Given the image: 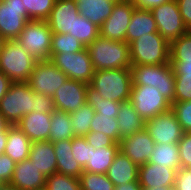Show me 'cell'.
<instances>
[{
	"label": "cell",
	"instance_id": "cell-1",
	"mask_svg": "<svg viewBox=\"0 0 191 190\" xmlns=\"http://www.w3.org/2000/svg\"><path fill=\"white\" fill-rule=\"evenodd\" d=\"M86 49L95 71L132 67L130 46L127 42L114 41L99 35Z\"/></svg>",
	"mask_w": 191,
	"mask_h": 190
},
{
	"label": "cell",
	"instance_id": "cell-2",
	"mask_svg": "<svg viewBox=\"0 0 191 190\" xmlns=\"http://www.w3.org/2000/svg\"><path fill=\"white\" fill-rule=\"evenodd\" d=\"M131 69L97 70L89 85L105 99L117 102L129 101L132 89Z\"/></svg>",
	"mask_w": 191,
	"mask_h": 190
},
{
	"label": "cell",
	"instance_id": "cell-3",
	"mask_svg": "<svg viewBox=\"0 0 191 190\" xmlns=\"http://www.w3.org/2000/svg\"><path fill=\"white\" fill-rule=\"evenodd\" d=\"M38 61L17 40H6L0 52V71L12 82H27Z\"/></svg>",
	"mask_w": 191,
	"mask_h": 190
},
{
	"label": "cell",
	"instance_id": "cell-4",
	"mask_svg": "<svg viewBox=\"0 0 191 190\" xmlns=\"http://www.w3.org/2000/svg\"><path fill=\"white\" fill-rule=\"evenodd\" d=\"M131 65L169 63L170 44L158 33H148L129 44Z\"/></svg>",
	"mask_w": 191,
	"mask_h": 190
},
{
	"label": "cell",
	"instance_id": "cell-5",
	"mask_svg": "<svg viewBox=\"0 0 191 190\" xmlns=\"http://www.w3.org/2000/svg\"><path fill=\"white\" fill-rule=\"evenodd\" d=\"M132 85L156 87L171 103L174 101L175 74L170 63L161 65H132Z\"/></svg>",
	"mask_w": 191,
	"mask_h": 190
},
{
	"label": "cell",
	"instance_id": "cell-6",
	"mask_svg": "<svg viewBox=\"0 0 191 190\" xmlns=\"http://www.w3.org/2000/svg\"><path fill=\"white\" fill-rule=\"evenodd\" d=\"M34 108V91L27 82H13L0 101V112L12 126Z\"/></svg>",
	"mask_w": 191,
	"mask_h": 190
},
{
	"label": "cell",
	"instance_id": "cell-7",
	"mask_svg": "<svg viewBox=\"0 0 191 190\" xmlns=\"http://www.w3.org/2000/svg\"><path fill=\"white\" fill-rule=\"evenodd\" d=\"M52 35L47 21L30 20L16 40L37 61H42L50 59Z\"/></svg>",
	"mask_w": 191,
	"mask_h": 190
},
{
	"label": "cell",
	"instance_id": "cell-8",
	"mask_svg": "<svg viewBox=\"0 0 191 190\" xmlns=\"http://www.w3.org/2000/svg\"><path fill=\"white\" fill-rule=\"evenodd\" d=\"M129 101L145 121L171 109V102L149 85H132Z\"/></svg>",
	"mask_w": 191,
	"mask_h": 190
},
{
	"label": "cell",
	"instance_id": "cell-9",
	"mask_svg": "<svg viewBox=\"0 0 191 190\" xmlns=\"http://www.w3.org/2000/svg\"><path fill=\"white\" fill-rule=\"evenodd\" d=\"M49 60L72 80L89 84L95 73L86 47L79 52L50 54Z\"/></svg>",
	"mask_w": 191,
	"mask_h": 190
},
{
	"label": "cell",
	"instance_id": "cell-10",
	"mask_svg": "<svg viewBox=\"0 0 191 190\" xmlns=\"http://www.w3.org/2000/svg\"><path fill=\"white\" fill-rule=\"evenodd\" d=\"M158 33L170 44L185 34L188 29L183 23L176 0H170L151 9Z\"/></svg>",
	"mask_w": 191,
	"mask_h": 190
},
{
	"label": "cell",
	"instance_id": "cell-11",
	"mask_svg": "<svg viewBox=\"0 0 191 190\" xmlns=\"http://www.w3.org/2000/svg\"><path fill=\"white\" fill-rule=\"evenodd\" d=\"M67 79L68 76L50 60H42L35 64L27 83L35 93L53 97Z\"/></svg>",
	"mask_w": 191,
	"mask_h": 190
},
{
	"label": "cell",
	"instance_id": "cell-12",
	"mask_svg": "<svg viewBox=\"0 0 191 190\" xmlns=\"http://www.w3.org/2000/svg\"><path fill=\"white\" fill-rule=\"evenodd\" d=\"M30 20L23 0H1L0 36L5 41L16 40L25 24Z\"/></svg>",
	"mask_w": 191,
	"mask_h": 190
},
{
	"label": "cell",
	"instance_id": "cell-13",
	"mask_svg": "<svg viewBox=\"0 0 191 190\" xmlns=\"http://www.w3.org/2000/svg\"><path fill=\"white\" fill-rule=\"evenodd\" d=\"M144 129L156 144H178L184 134L171 109L145 121Z\"/></svg>",
	"mask_w": 191,
	"mask_h": 190
},
{
	"label": "cell",
	"instance_id": "cell-14",
	"mask_svg": "<svg viewBox=\"0 0 191 190\" xmlns=\"http://www.w3.org/2000/svg\"><path fill=\"white\" fill-rule=\"evenodd\" d=\"M135 6L130 0L116 2L111 15L100 27V36L120 42H126V31L130 24Z\"/></svg>",
	"mask_w": 191,
	"mask_h": 190
},
{
	"label": "cell",
	"instance_id": "cell-15",
	"mask_svg": "<svg viewBox=\"0 0 191 190\" xmlns=\"http://www.w3.org/2000/svg\"><path fill=\"white\" fill-rule=\"evenodd\" d=\"M87 83L68 78L53 95L56 110L74 112L87 103Z\"/></svg>",
	"mask_w": 191,
	"mask_h": 190
},
{
	"label": "cell",
	"instance_id": "cell-16",
	"mask_svg": "<svg viewBox=\"0 0 191 190\" xmlns=\"http://www.w3.org/2000/svg\"><path fill=\"white\" fill-rule=\"evenodd\" d=\"M156 143L145 129L137 131L120 140L119 150L129 157L136 165L148 162Z\"/></svg>",
	"mask_w": 191,
	"mask_h": 190
},
{
	"label": "cell",
	"instance_id": "cell-17",
	"mask_svg": "<svg viewBox=\"0 0 191 190\" xmlns=\"http://www.w3.org/2000/svg\"><path fill=\"white\" fill-rule=\"evenodd\" d=\"M79 15L75 0H56L46 21L53 34H73L74 21Z\"/></svg>",
	"mask_w": 191,
	"mask_h": 190
},
{
	"label": "cell",
	"instance_id": "cell-18",
	"mask_svg": "<svg viewBox=\"0 0 191 190\" xmlns=\"http://www.w3.org/2000/svg\"><path fill=\"white\" fill-rule=\"evenodd\" d=\"M46 176L28 158L16 163L9 184L18 190H44Z\"/></svg>",
	"mask_w": 191,
	"mask_h": 190
},
{
	"label": "cell",
	"instance_id": "cell-19",
	"mask_svg": "<svg viewBox=\"0 0 191 190\" xmlns=\"http://www.w3.org/2000/svg\"><path fill=\"white\" fill-rule=\"evenodd\" d=\"M177 170L160 164L145 163L139 166L141 188L174 186Z\"/></svg>",
	"mask_w": 191,
	"mask_h": 190
},
{
	"label": "cell",
	"instance_id": "cell-20",
	"mask_svg": "<svg viewBox=\"0 0 191 190\" xmlns=\"http://www.w3.org/2000/svg\"><path fill=\"white\" fill-rule=\"evenodd\" d=\"M51 113L32 111L21 118L16 126L23 131L31 142L48 140Z\"/></svg>",
	"mask_w": 191,
	"mask_h": 190
},
{
	"label": "cell",
	"instance_id": "cell-21",
	"mask_svg": "<svg viewBox=\"0 0 191 190\" xmlns=\"http://www.w3.org/2000/svg\"><path fill=\"white\" fill-rule=\"evenodd\" d=\"M139 166L121 150L115 154L114 160L106 173L115 186L138 180Z\"/></svg>",
	"mask_w": 191,
	"mask_h": 190
},
{
	"label": "cell",
	"instance_id": "cell-22",
	"mask_svg": "<svg viewBox=\"0 0 191 190\" xmlns=\"http://www.w3.org/2000/svg\"><path fill=\"white\" fill-rule=\"evenodd\" d=\"M28 158L45 176L57 172L55 150L49 140L31 142Z\"/></svg>",
	"mask_w": 191,
	"mask_h": 190
},
{
	"label": "cell",
	"instance_id": "cell-23",
	"mask_svg": "<svg viewBox=\"0 0 191 190\" xmlns=\"http://www.w3.org/2000/svg\"><path fill=\"white\" fill-rule=\"evenodd\" d=\"M57 162V172L79 178L84 171L72 154V139L53 143Z\"/></svg>",
	"mask_w": 191,
	"mask_h": 190
},
{
	"label": "cell",
	"instance_id": "cell-24",
	"mask_svg": "<svg viewBox=\"0 0 191 190\" xmlns=\"http://www.w3.org/2000/svg\"><path fill=\"white\" fill-rule=\"evenodd\" d=\"M156 32L157 25L151 10L135 7L126 31V42L130 44L145 34Z\"/></svg>",
	"mask_w": 191,
	"mask_h": 190
},
{
	"label": "cell",
	"instance_id": "cell-25",
	"mask_svg": "<svg viewBox=\"0 0 191 190\" xmlns=\"http://www.w3.org/2000/svg\"><path fill=\"white\" fill-rule=\"evenodd\" d=\"M79 14L99 28L111 15L116 2L112 0H75Z\"/></svg>",
	"mask_w": 191,
	"mask_h": 190
},
{
	"label": "cell",
	"instance_id": "cell-26",
	"mask_svg": "<svg viewBox=\"0 0 191 190\" xmlns=\"http://www.w3.org/2000/svg\"><path fill=\"white\" fill-rule=\"evenodd\" d=\"M116 120L119 127L120 140L144 129L145 120L134 109L130 101L121 102Z\"/></svg>",
	"mask_w": 191,
	"mask_h": 190
},
{
	"label": "cell",
	"instance_id": "cell-27",
	"mask_svg": "<svg viewBox=\"0 0 191 190\" xmlns=\"http://www.w3.org/2000/svg\"><path fill=\"white\" fill-rule=\"evenodd\" d=\"M30 147L31 140L16 125L8 129L5 155H8L16 163L21 162L28 159Z\"/></svg>",
	"mask_w": 191,
	"mask_h": 190
},
{
	"label": "cell",
	"instance_id": "cell-28",
	"mask_svg": "<svg viewBox=\"0 0 191 190\" xmlns=\"http://www.w3.org/2000/svg\"><path fill=\"white\" fill-rule=\"evenodd\" d=\"M118 150L119 143L116 142L112 146L98 149L91 146L90 161L86 163L83 170L90 173L106 174Z\"/></svg>",
	"mask_w": 191,
	"mask_h": 190
},
{
	"label": "cell",
	"instance_id": "cell-29",
	"mask_svg": "<svg viewBox=\"0 0 191 190\" xmlns=\"http://www.w3.org/2000/svg\"><path fill=\"white\" fill-rule=\"evenodd\" d=\"M50 133L48 140L52 143L76 137L72 129L70 113L54 110L51 113Z\"/></svg>",
	"mask_w": 191,
	"mask_h": 190
},
{
	"label": "cell",
	"instance_id": "cell-30",
	"mask_svg": "<svg viewBox=\"0 0 191 190\" xmlns=\"http://www.w3.org/2000/svg\"><path fill=\"white\" fill-rule=\"evenodd\" d=\"M148 162L178 170L181 167L178 144H156Z\"/></svg>",
	"mask_w": 191,
	"mask_h": 190
},
{
	"label": "cell",
	"instance_id": "cell-31",
	"mask_svg": "<svg viewBox=\"0 0 191 190\" xmlns=\"http://www.w3.org/2000/svg\"><path fill=\"white\" fill-rule=\"evenodd\" d=\"M86 100L96 113L102 115H117L121 102L103 98L98 91L87 85Z\"/></svg>",
	"mask_w": 191,
	"mask_h": 190
},
{
	"label": "cell",
	"instance_id": "cell-32",
	"mask_svg": "<svg viewBox=\"0 0 191 190\" xmlns=\"http://www.w3.org/2000/svg\"><path fill=\"white\" fill-rule=\"evenodd\" d=\"M117 115H102L95 112L92 122L90 123V131L102 132L111 137L116 143H120L119 125L116 120Z\"/></svg>",
	"mask_w": 191,
	"mask_h": 190
},
{
	"label": "cell",
	"instance_id": "cell-33",
	"mask_svg": "<svg viewBox=\"0 0 191 190\" xmlns=\"http://www.w3.org/2000/svg\"><path fill=\"white\" fill-rule=\"evenodd\" d=\"M94 115L95 110L87 103L78 110L70 113L72 129L75 136L84 137L90 132V123Z\"/></svg>",
	"mask_w": 191,
	"mask_h": 190
},
{
	"label": "cell",
	"instance_id": "cell-34",
	"mask_svg": "<svg viewBox=\"0 0 191 190\" xmlns=\"http://www.w3.org/2000/svg\"><path fill=\"white\" fill-rule=\"evenodd\" d=\"M99 30L100 28L98 26L79 15L74 21L73 34L70 35H73L87 47L100 35Z\"/></svg>",
	"mask_w": 191,
	"mask_h": 190
},
{
	"label": "cell",
	"instance_id": "cell-35",
	"mask_svg": "<svg viewBox=\"0 0 191 190\" xmlns=\"http://www.w3.org/2000/svg\"><path fill=\"white\" fill-rule=\"evenodd\" d=\"M84 48L85 46L73 35L61 33L52 35L50 54L79 52Z\"/></svg>",
	"mask_w": 191,
	"mask_h": 190
},
{
	"label": "cell",
	"instance_id": "cell-36",
	"mask_svg": "<svg viewBox=\"0 0 191 190\" xmlns=\"http://www.w3.org/2000/svg\"><path fill=\"white\" fill-rule=\"evenodd\" d=\"M79 180L81 190H114L115 187L106 174L83 171Z\"/></svg>",
	"mask_w": 191,
	"mask_h": 190
},
{
	"label": "cell",
	"instance_id": "cell-37",
	"mask_svg": "<svg viewBox=\"0 0 191 190\" xmlns=\"http://www.w3.org/2000/svg\"><path fill=\"white\" fill-rule=\"evenodd\" d=\"M44 190H81L79 178L55 172L46 176Z\"/></svg>",
	"mask_w": 191,
	"mask_h": 190
},
{
	"label": "cell",
	"instance_id": "cell-38",
	"mask_svg": "<svg viewBox=\"0 0 191 190\" xmlns=\"http://www.w3.org/2000/svg\"><path fill=\"white\" fill-rule=\"evenodd\" d=\"M56 0H23L24 8L31 20L46 21Z\"/></svg>",
	"mask_w": 191,
	"mask_h": 190
},
{
	"label": "cell",
	"instance_id": "cell-39",
	"mask_svg": "<svg viewBox=\"0 0 191 190\" xmlns=\"http://www.w3.org/2000/svg\"><path fill=\"white\" fill-rule=\"evenodd\" d=\"M169 61L191 59V30L170 43Z\"/></svg>",
	"mask_w": 191,
	"mask_h": 190
},
{
	"label": "cell",
	"instance_id": "cell-40",
	"mask_svg": "<svg viewBox=\"0 0 191 190\" xmlns=\"http://www.w3.org/2000/svg\"><path fill=\"white\" fill-rule=\"evenodd\" d=\"M171 110L184 132H191V101L172 102Z\"/></svg>",
	"mask_w": 191,
	"mask_h": 190
},
{
	"label": "cell",
	"instance_id": "cell-41",
	"mask_svg": "<svg viewBox=\"0 0 191 190\" xmlns=\"http://www.w3.org/2000/svg\"><path fill=\"white\" fill-rule=\"evenodd\" d=\"M72 154L82 168L90 161L91 145L82 136L72 138Z\"/></svg>",
	"mask_w": 191,
	"mask_h": 190
},
{
	"label": "cell",
	"instance_id": "cell-42",
	"mask_svg": "<svg viewBox=\"0 0 191 190\" xmlns=\"http://www.w3.org/2000/svg\"><path fill=\"white\" fill-rule=\"evenodd\" d=\"M191 101V75L175 74L174 101Z\"/></svg>",
	"mask_w": 191,
	"mask_h": 190
},
{
	"label": "cell",
	"instance_id": "cell-43",
	"mask_svg": "<svg viewBox=\"0 0 191 190\" xmlns=\"http://www.w3.org/2000/svg\"><path fill=\"white\" fill-rule=\"evenodd\" d=\"M182 168H191V132H184L178 142Z\"/></svg>",
	"mask_w": 191,
	"mask_h": 190
},
{
	"label": "cell",
	"instance_id": "cell-44",
	"mask_svg": "<svg viewBox=\"0 0 191 190\" xmlns=\"http://www.w3.org/2000/svg\"><path fill=\"white\" fill-rule=\"evenodd\" d=\"M84 138L89 143V145L93 146L95 149L109 147L115 143V141L111 137L98 131H90L87 135L84 136Z\"/></svg>",
	"mask_w": 191,
	"mask_h": 190
},
{
	"label": "cell",
	"instance_id": "cell-45",
	"mask_svg": "<svg viewBox=\"0 0 191 190\" xmlns=\"http://www.w3.org/2000/svg\"><path fill=\"white\" fill-rule=\"evenodd\" d=\"M15 167L16 162L8 155H0V180L3 183H10Z\"/></svg>",
	"mask_w": 191,
	"mask_h": 190
},
{
	"label": "cell",
	"instance_id": "cell-46",
	"mask_svg": "<svg viewBox=\"0 0 191 190\" xmlns=\"http://www.w3.org/2000/svg\"><path fill=\"white\" fill-rule=\"evenodd\" d=\"M35 112L52 113L55 110L53 97L34 92Z\"/></svg>",
	"mask_w": 191,
	"mask_h": 190
},
{
	"label": "cell",
	"instance_id": "cell-47",
	"mask_svg": "<svg viewBox=\"0 0 191 190\" xmlns=\"http://www.w3.org/2000/svg\"><path fill=\"white\" fill-rule=\"evenodd\" d=\"M174 190H191V168L180 167L177 170Z\"/></svg>",
	"mask_w": 191,
	"mask_h": 190
},
{
	"label": "cell",
	"instance_id": "cell-48",
	"mask_svg": "<svg viewBox=\"0 0 191 190\" xmlns=\"http://www.w3.org/2000/svg\"><path fill=\"white\" fill-rule=\"evenodd\" d=\"M184 25L191 30V0H176Z\"/></svg>",
	"mask_w": 191,
	"mask_h": 190
},
{
	"label": "cell",
	"instance_id": "cell-49",
	"mask_svg": "<svg viewBox=\"0 0 191 190\" xmlns=\"http://www.w3.org/2000/svg\"><path fill=\"white\" fill-rule=\"evenodd\" d=\"M174 74L191 75V59H183L182 61H169Z\"/></svg>",
	"mask_w": 191,
	"mask_h": 190
},
{
	"label": "cell",
	"instance_id": "cell-50",
	"mask_svg": "<svg viewBox=\"0 0 191 190\" xmlns=\"http://www.w3.org/2000/svg\"><path fill=\"white\" fill-rule=\"evenodd\" d=\"M136 8L151 10L170 0H130Z\"/></svg>",
	"mask_w": 191,
	"mask_h": 190
},
{
	"label": "cell",
	"instance_id": "cell-51",
	"mask_svg": "<svg viewBox=\"0 0 191 190\" xmlns=\"http://www.w3.org/2000/svg\"><path fill=\"white\" fill-rule=\"evenodd\" d=\"M12 83L13 82L2 71H0V101L7 93Z\"/></svg>",
	"mask_w": 191,
	"mask_h": 190
},
{
	"label": "cell",
	"instance_id": "cell-52",
	"mask_svg": "<svg viewBox=\"0 0 191 190\" xmlns=\"http://www.w3.org/2000/svg\"><path fill=\"white\" fill-rule=\"evenodd\" d=\"M114 190H141V185L139 184V180H136L130 183L115 186Z\"/></svg>",
	"mask_w": 191,
	"mask_h": 190
},
{
	"label": "cell",
	"instance_id": "cell-53",
	"mask_svg": "<svg viewBox=\"0 0 191 190\" xmlns=\"http://www.w3.org/2000/svg\"><path fill=\"white\" fill-rule=\"evenodd\" d=\"M12 125L7 121L4 115L0 112V132H7Z\"/></svg>",
	"mask_w": 191,
	"mask_h": 190
},
{
	"label": "cell",
	"instance_id": "cell-54",
	"mask_svg": "<svg viewBox=\"0 0 191 190\" xmlns=\"http://www.w3.org/2000/svg\"><path fill=\"white\" fill-rule=\"evenodd\" d=\"M7 142V132H0V155L4 154Z\"/></svg>",
	"mask_w": 191,
	"mask_h": 190
},
{
	"label": "cell",
	"instance_id": "cell-55",
	"mask_svg": "<svg viewBox=\"0 0 191 190\" xmlns=\"http://www.w3.org/2000/svg\"><path fill=\"white\" fill-rule=\"evenodd\" d=\"M141 190H174V186H168V187H152V188H141Z\"/></svg>",
	"mask_w": 191,
	"mask_h": 190
},
{
	"label": "cell",
	"instance_id": "cell-56",
	"mask_svg": "<svg viewBox=\"0 0 191 190\" xmlns=\"http://www.w3.org/2000/svg\"><path fill=\"white\" fill-rule=\"evenodd\" d=\"M0 190H18V189L9 183H4L3 186L0 188Z\"/></svg>",
	"mask_w": 191,
	"mask_h": 190
},
{
	"label": "cell",
	"instance_id": "cell-57",
	"mask_svg": "<svg viewBox=\"0 0 191 190\" xmlns=\"http://www.w3.org/2000/svg\"><path fill=\"white\" fill-rule=\"evenodd\" d=\"M4 41L5 40L0 36V52H1V48L3 46Z\"/></svg>",
	"mask_w": 191,
	"mask_h": 190
},
{
	"label": "cell",
	"instance_id": "cell-58",
	"mask_svg": "<svg viewBox=\"0 0 191 190\" xmlns=\"http://www.w3.org/2000/svg\"><path fill=\"white\" fill-rule=\"evenodd\" d=\"M3 184H4V183L0 180V188L3 186Z\"/></svg>",
	"mask_w": 191,
	"mask_h": 190
},
{
	"label": "cell",
	"instance_id": "cell-59",
	"mask_svg": "<svg viewBox=\"0 0 191 190\" xmlns=\"http://www.w3.org/2000/svg\"><path fill=\"white\" fill-rule=\"evenodd\" d=\"M112 1H114V2H120V1H122V0H112Z\"/></svg>",
	"mask_w": 191,
	"mask_h": 190
}]
</instances>
